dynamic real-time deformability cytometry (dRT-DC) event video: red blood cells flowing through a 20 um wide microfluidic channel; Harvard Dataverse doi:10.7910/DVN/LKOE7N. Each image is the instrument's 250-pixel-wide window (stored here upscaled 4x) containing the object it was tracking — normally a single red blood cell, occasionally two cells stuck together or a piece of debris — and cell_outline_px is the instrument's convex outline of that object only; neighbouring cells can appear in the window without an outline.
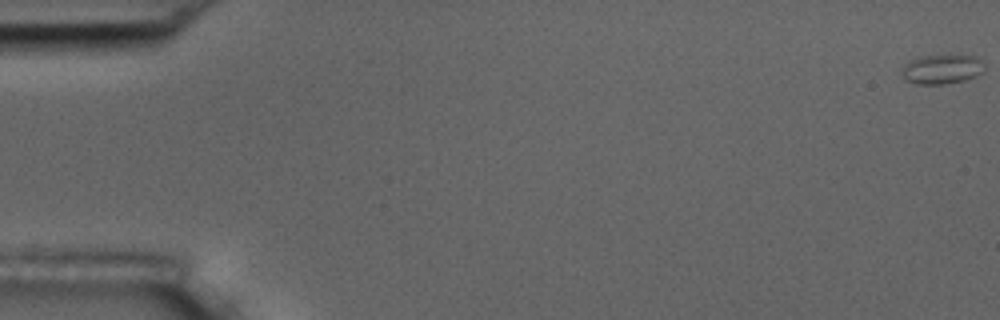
{"species": "common noctule bat (a hibernating species)", "species_latin": "Nyctalus noctula", "temperature_condition": "room temperature", "stored_images_in_passage": 58, "camera_frame_rate_fps": 3000, "um_per_image_px": 0.085, "animal": {"sex": "male", "body_mass_g": 17.5, "forearm_length_mm": 52.3}, "frame": {"image": 1, "passage_image": 1, "time_ms": 0.0, "image_size_px": [1000, 320], "cell_outline_px": [[984, 72], [976, 76], [964, 80], [944, 84], [916, 84], [904, 80], [900, 72], [900, 68], [908, 60], [920, 56], [976, 56], [980, 60], [984, 68]], "centroid_in_image_um": [79.98, 5.89], "position_along_channel_um": 5.0, "area_um2": 14.28}}
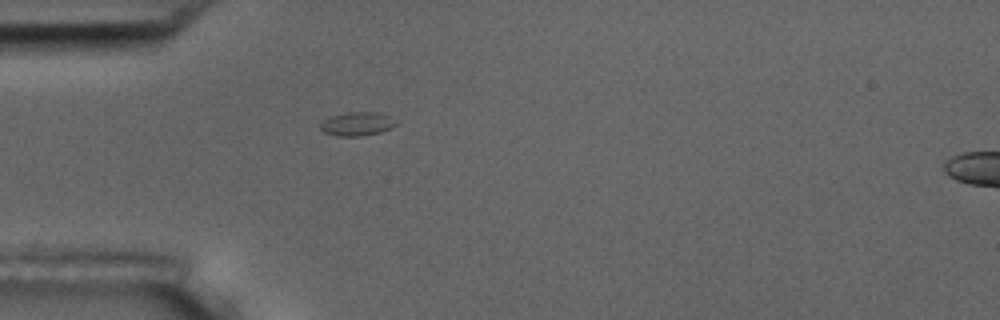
{"frame": {"image": 2, "passage_image": 18, "time_ms": 5.667, "image_size_px": [1000, 320], "cell_outline_px": [[396, 124], [392, 128], [380, 132], [360, 136], [336, 136], [324, 132], [320, 128], [320, 124], [324, 120], [332, 116], [348, 112], [376, 112], [388, 116], [396, 120]], "centroid_in_image_um": [30.36, 10.53], "position_along_channel_um": 54.6, "area_um2": 10.35}}
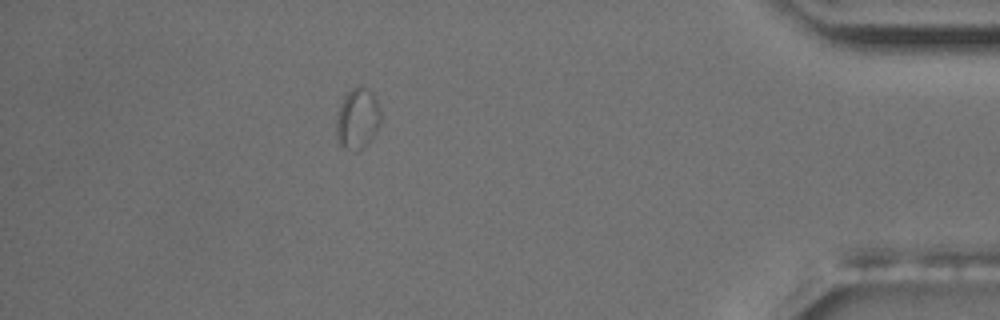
{"frame": {"image": 3, "passage_image": 52, "time_ms": 17.0, "image_size_px": [1000, 320], "cell_outline_px": [[380, 124], [376, 132], [368, 144], [356, 152], [352, 152], [344, 148], [340, 144], [336, 136], [336, 120], [344, 96], [352, 88], [360, 84], [372, 92], [376, 100], [380, 112]], "centroid_in_image_um": [30.39, 10.11], "position_along_channel_um": 404.8, "area_um2": 15.84}, "authors_computed_cell_mechanics": {"area_um2": 10.6641, "velocity_mm_per_s": 3.5508, "shape_relaxation_time_tau1_ms": null, "shape_relaxation_time_tau2_ms": 1.3097, "deformation_change_tau1": null, "deformation_change_tau2": 0.0556}}